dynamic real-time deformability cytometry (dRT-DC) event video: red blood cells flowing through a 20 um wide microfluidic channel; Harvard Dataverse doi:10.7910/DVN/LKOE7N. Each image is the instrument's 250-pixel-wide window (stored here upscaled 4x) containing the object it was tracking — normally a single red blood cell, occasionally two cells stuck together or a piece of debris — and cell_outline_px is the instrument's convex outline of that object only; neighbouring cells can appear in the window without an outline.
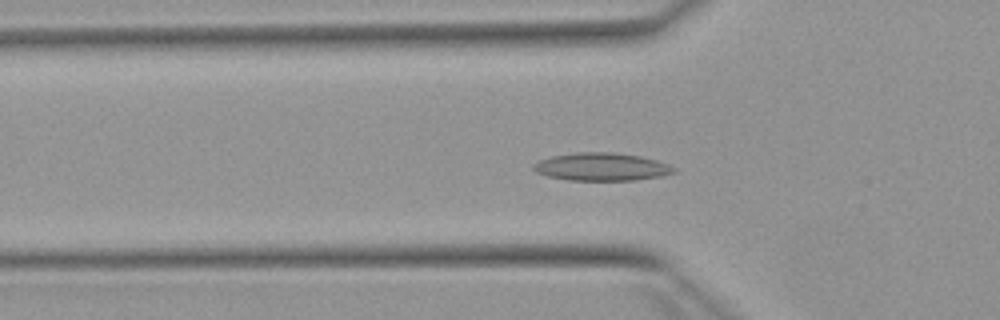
{"species": "Egyptian fruit bat (a non-hibernating species)", "species_latin": "Rousettus aegyptiacus", "temperature_condition": "warm", "stored_images_in_passage": 47, "camera_frame_rate_fps": 3000, "um_per_image_px": 0.085, "animal": {"sex": "female"}, "frame": {"image": 1, "passage_image": 17, "time_ms": 5.333, "image_size_px": [1000, 320], "cell_outline_px": [[676, 172], [664, 176], [636, 180], [568, 180], [548, 176], [536, 172], [532, 168], [532, 164], [540, 160], [552, 156], [576, 152], [612, 152], [640, 156], [656, 160], [668, 164], [676, 168]], "centroid_in_image_um": [51.15, 14.18], "position_along_channel_um": 74.6, "area_um2": 22.89}}
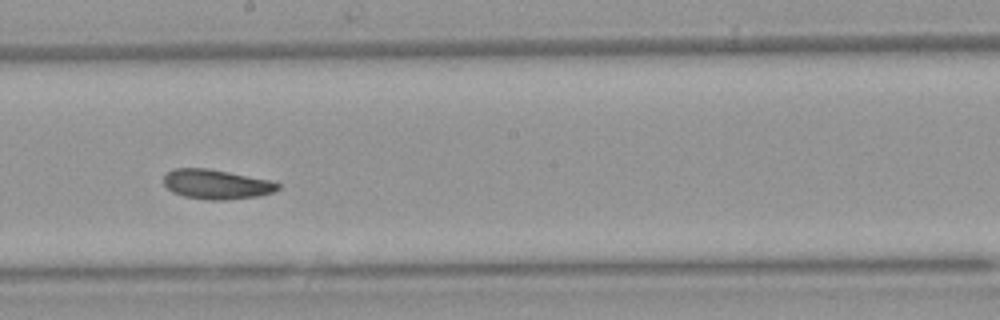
{"frame": {"image": 2, "passage_image": 29, "time_ms": 9.333, "image_size_px": [1000, 320], "cell_outline_px": [[280, 188], [272, 192], [260, 196], [224, 200], [208, 200], [184, 196], [172, 192], [164, 184], [164, 176], [172, 168], [208, 168], [272, 180], [280, 184]], "centroid_in_image_um": [18.41, 15.66], "position_along_channel_um": 229.8, "area_um2": 19.83}}
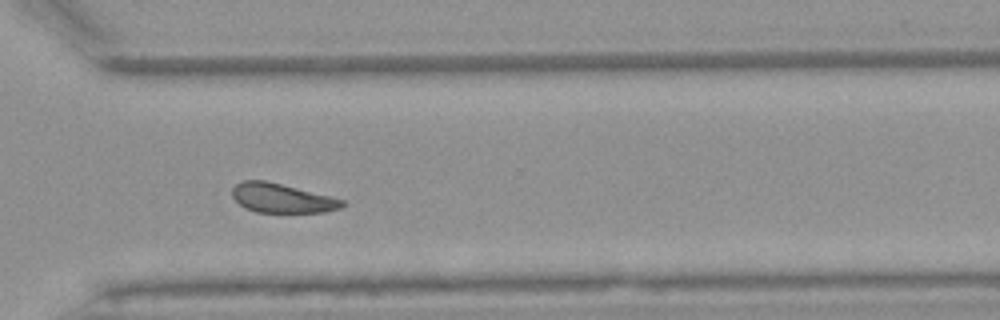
{"frame": {"image": 3, "passage_image": 38, "time_ms": 12.333, "image_size_px": [1000, 320], "cell_outline_px": [[344, 204], [340, 208], [324, 212], [256, 212], [244, 208], [232, 196], [232, 188], [240, 180], [264, 180], [344, 200]], "centroid_in_image_um": [23.9, 16.84], "position_along_channel_um": 346.7, "area_um2": 18.44}, "authors_computed_cell_mechanics": {"area_um2": 20.7502, "velocity_mm_per_s": 3.8834, "shape_relaxation_time_tau1_ms": 4.7593, "shape_relaxation_time_tau2_ms": 8.6639, "deformation_change_tau1": 0.0996, "deformation_change_tau2": 0.1446}}